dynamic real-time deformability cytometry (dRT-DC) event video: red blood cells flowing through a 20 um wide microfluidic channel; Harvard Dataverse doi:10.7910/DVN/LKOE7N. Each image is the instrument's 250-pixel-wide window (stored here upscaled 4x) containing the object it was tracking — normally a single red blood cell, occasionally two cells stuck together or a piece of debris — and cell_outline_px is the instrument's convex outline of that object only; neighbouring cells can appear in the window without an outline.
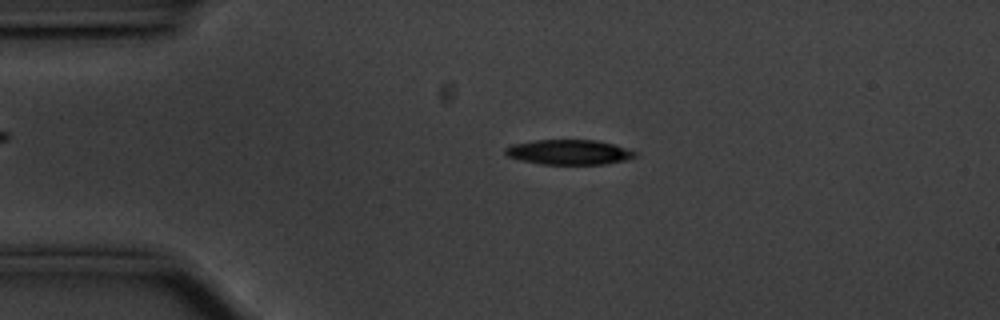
{"species": "common noctule bat (a hibernating species)", "species_latin": "Nyctalus noctula", "temperature_condition": "cold", "stored_images_in_passage": 55, "camera_frame_rate_fps": 3000, "um_per_image_px": 0.085, "animal": {"sex": "male", "body_mass_g": 20.1, "forearm_length_mm": 53.5}, "frame": {"image": 1, "passage_image": 11, "time_ms": 3.333, "image_size_px": [1000, 320], "cell_outline_px": [[636, 156], [624, 160], [604, 164], [540, 164], [520, 160], [508, 156], [504, 152], [504, 148], [512, 144], [536, 140], [596, 140], [612, 144], [636, 152]], "centroid_in_image_um": [48.3, 12.93], "position_along_channel_um": 36.7, "area_um2": 18.67}}
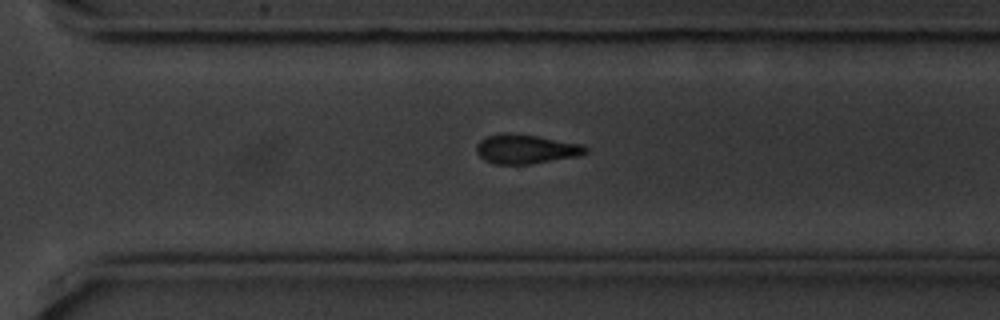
{"frame": {"image": 2, "passage_image": 38, "time_ms": 12.333, "image_size_px": [1000, 320], "cell_outline_px": [[588, 152], [580, 156], [532, 164], [496, 164], [484, 160], [476, 152], [476, 144], [480, 140], [488, 136], [500, 132], [508, 132], [536, 136], [584, 144], [588, 148]], "centroid_in_image_um": [44.72, 12.67], "position_along_channel_um": 325.9, "area_um2": 18.9}}
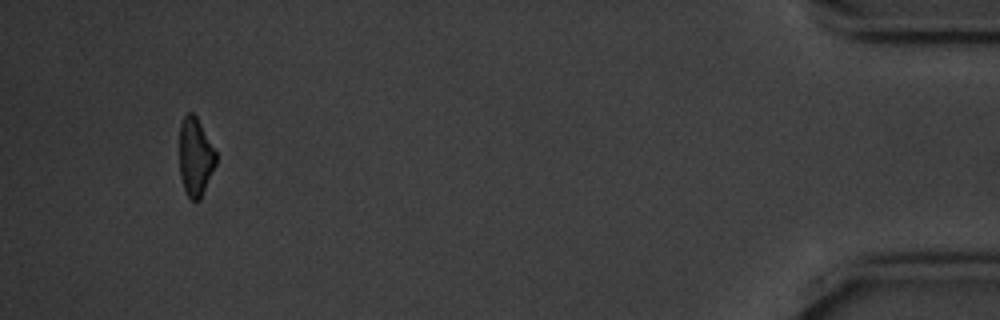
{"frame": {"image": 3, "passage_image": 52, "time_ms": 17.0, "image_size_px": [1000, 320], "cell_outline_px": [[216, 164], [200, 200], [192, 200], [188, 196], [184, 188], [180, 176], [180, 124], [184, 116], [188, 112], [192, 112], [196, 116], [216, 152]], "centroid_in_image_um": [16.6, 13.34], "position_along_channel_um": 418.6, "area_um2": 16.47}, "authors_computed_cell_mechanics": {"area_um2": 19.1896, "velocity_mm_per_s": 3.5545, "shape_relaxation_time_tau1_ms": 2.5945, "shape_relaxation_time_tau2_ms": null, "deformation_change_tau1": 0.1234, "deformation_change_tau2": null}}